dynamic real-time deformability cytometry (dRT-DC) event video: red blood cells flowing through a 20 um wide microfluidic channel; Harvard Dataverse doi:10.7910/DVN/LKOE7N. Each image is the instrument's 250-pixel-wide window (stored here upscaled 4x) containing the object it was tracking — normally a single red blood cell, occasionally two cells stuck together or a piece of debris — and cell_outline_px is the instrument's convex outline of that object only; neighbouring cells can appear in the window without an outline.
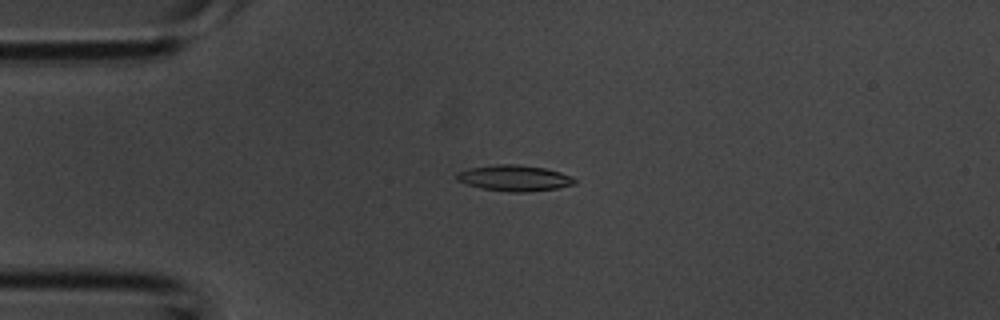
{"species": "common noctule bat (a hibernating species)", "species_latin": "Nyctalus noctula", "temperature_condition": "room temperature", "stored_images_in_passage": 5, "camera_frame_rate_fps": 3000, "um_per_image_px": 0.085, "animal": {"sex": "male", "body_mass_g": 20.1, "forearm_length_mm": 53.5}, "frame": {"image": 1, "passage_image": 5, "time_ms": 1.333, "image_size_px": [1000, 320], "cell_outline_px": [[576, 184], [556, 188], [528, 192], [512, 192], [480, 188], [456, 180], [456, 172], [468, 168], [496, 164], [516, 164], [544, 168], [560, 172], [572, 176], [576, 180]], "centroid_in_image_um": [43.71, 15.13], "position_along_channel_um": 41.3, "area_um2": 17.86}}